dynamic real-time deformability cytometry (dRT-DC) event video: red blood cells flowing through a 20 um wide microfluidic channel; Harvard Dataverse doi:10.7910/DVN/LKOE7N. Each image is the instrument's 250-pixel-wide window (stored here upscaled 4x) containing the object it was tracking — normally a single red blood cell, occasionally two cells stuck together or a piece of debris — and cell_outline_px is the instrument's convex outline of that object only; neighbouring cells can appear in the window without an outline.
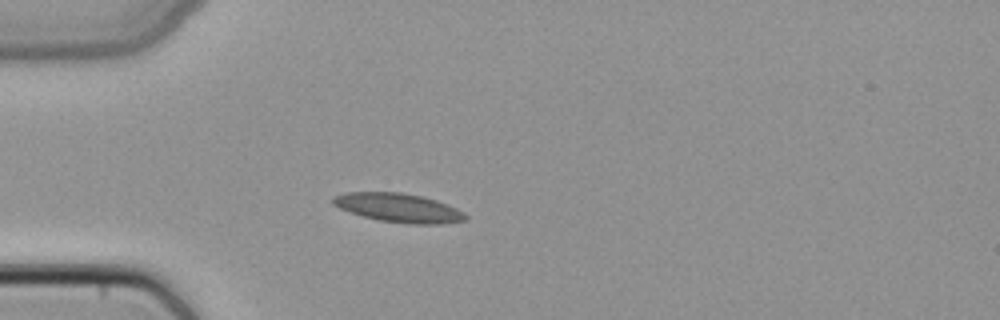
{"species": "common noctule bat (a hibernating species)", "species_latin": "Nyctalus noctula", "temperature_condition": "cold", "stored_images_in_passage": 3, "camera_frame_rate_fps": 3000, "um_per_image_px": 0.085, "animal": {"sex": "female", "body_mass_g": 22.7, "forearm_length_mm": 54.2}, "frame": {"image": 1, "passage_image": 3, "time_ms": 0.667, "image_size_px": [1000, 320], "cell_outline_px": [[468, 220], [440, 224], [412, 224], [380, 220], [364, 216], [340, 208], [332, 204], [332, 196], [344, 192], [400, 192], [420, 196], [436, 200], [456, 208], [464, 212], [468, 216]], "centroid_in_image_um": [33.89, 17.66], "position_along_channel_um": 51.1, "area_um2": 22.2}}